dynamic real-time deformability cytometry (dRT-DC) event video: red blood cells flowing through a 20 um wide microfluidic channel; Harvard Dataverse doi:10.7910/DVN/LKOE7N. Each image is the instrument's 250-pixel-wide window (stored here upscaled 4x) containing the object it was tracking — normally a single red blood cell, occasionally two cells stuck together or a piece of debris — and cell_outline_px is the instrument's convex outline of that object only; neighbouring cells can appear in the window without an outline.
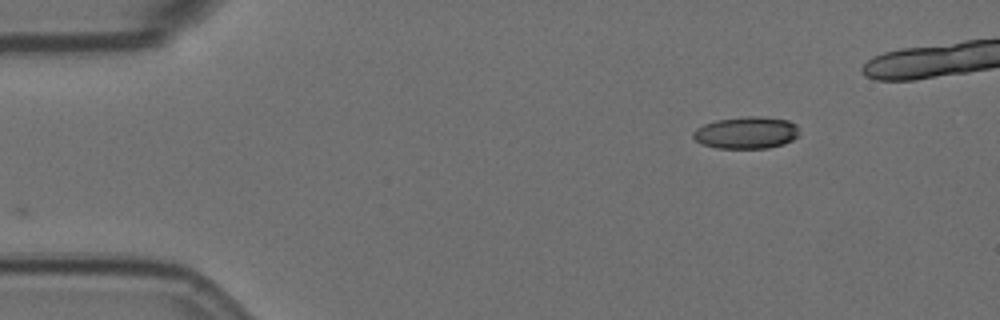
{"species": "Egyptian fruit bat (a non-hibernating species)", "species_latin": "Rousettus aegyptiacus", "temperature_condition": "room temperature", "stored_images_in_passage": 2, "camera_frame_rate_fps": 3000, "um_per_image_px": 0.085, "animal": {"sex": "female"}, "frame": {"image": 1, "passage_image": 2, "time_ms": 0.333, "image_size_px": [1000, 320], "cell_outline_px": [[800, 136], [784, 144], [768, 148], [716, 148], [700, 144], [692, 136], [692, 132], [696, 128], [704, 124], [716, 120], [744, 116], [760, 116], [788, 120], [796, 124], [800, 132]], "centroid_in_image_um": [63.45, 11.28], "position_along_channel_um": 21.6, "area_um2": 20.11}}